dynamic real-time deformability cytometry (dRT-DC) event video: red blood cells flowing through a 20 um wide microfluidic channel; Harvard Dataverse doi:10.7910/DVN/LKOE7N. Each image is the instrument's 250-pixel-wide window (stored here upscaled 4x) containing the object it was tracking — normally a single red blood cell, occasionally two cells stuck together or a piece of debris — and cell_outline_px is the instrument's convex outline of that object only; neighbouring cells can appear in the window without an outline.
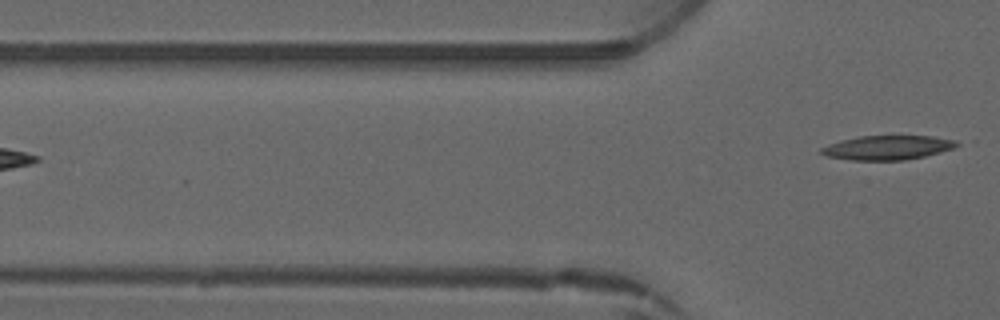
{"species": "common noctule bat (a hibernating species)", "species_latin": "Nyctalus noctula", "temperature_condition": "warm", "stored_images_in_passage": 4, "camera_frame_rate_fps": 3000, "um_per_image_px": 0.085, "animal": {"sex": "male", "forearm_length_mm": 52.5}, "frame": {"image": 1, "passage_image": 4, "time_ms": 5.667, "image_size_px": [1000, 320], "cell_outline_px": [[960, 144], [952, 148], [940, 152], [924, 156], [904, 160], [852, 160], [828, 156], [820, 152], [820, 148], [828, 144], [840, 140], [856, 136], [932, 136], [956, 140]], "centroid_in_image_um": [75.42, 12.54], "position_along_channel_um": 50.4, "area_um2": 19.07}}